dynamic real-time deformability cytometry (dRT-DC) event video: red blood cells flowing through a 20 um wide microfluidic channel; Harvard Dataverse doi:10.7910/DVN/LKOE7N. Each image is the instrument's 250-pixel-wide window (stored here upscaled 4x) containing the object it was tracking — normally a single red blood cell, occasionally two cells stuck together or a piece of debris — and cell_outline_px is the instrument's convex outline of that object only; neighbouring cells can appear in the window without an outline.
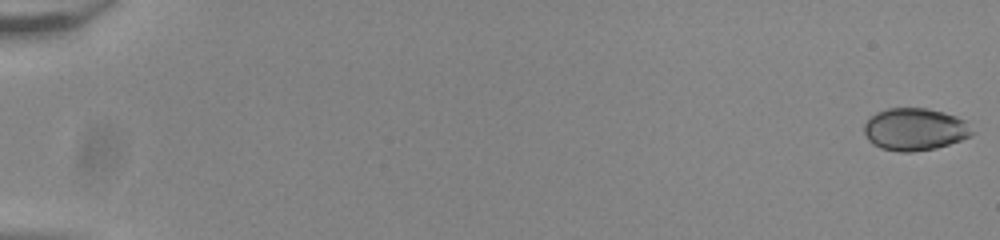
{"species": "common noctule bat (a hibernating species)", "species_latin": "Nyctalus noctula", "temperature_condition": "room temperature", "stored_images_in_passage": 55, "camera_frame_rate_fps": 3000, "um_per_image_px": 0.085, "animal": {"sex": "male", "body_mass_g": 20.0, "forearm_length_mm": 53.3}, "frame": {"image": 1, "passage_image": 1, "time_ms": 0.0, "image_size_px": [1000, 240], "cell_outline_px": [[976, 132], [972, 136], [936, 148], [912, 152], [900, 152], [880, 148], [872, 144], [868, 140], [864, 132], [864, 124], [876, 112], [888, 108], [928, 108], [944, 112], [956, 116], [964, 120]], "centroid_in_image_um": [77.77, 10.99], "position_along_channel_um": 7.2, "area_um2": 26.82}}
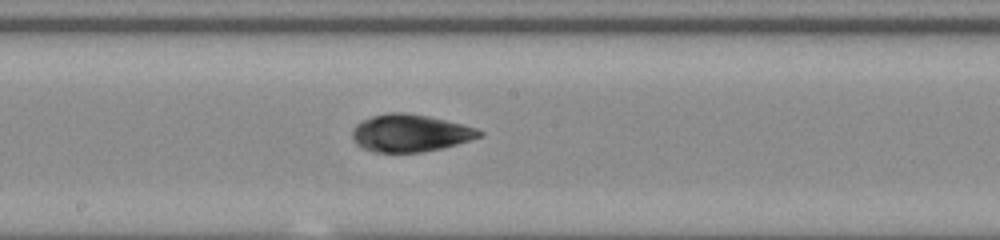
{"frame": {"image": 2, "passage_image": 32, "time_ms": 10.333, "image_size_px": [1000, 240], "cell_outline_px": [[484, 136], [456, 144], [440, 148], [420, 152], [376, 152], [364, 148], [356, 144], [352, 136], [352, 128], [360, 120], [372, 116], [388, 112], [404, 112], [428, 116], [476, 128], [484, 132]], "centroid_in_image_um": [34.84, 11.3], "position_along_channel_um": 213.4, "area_um2": 27.57}}
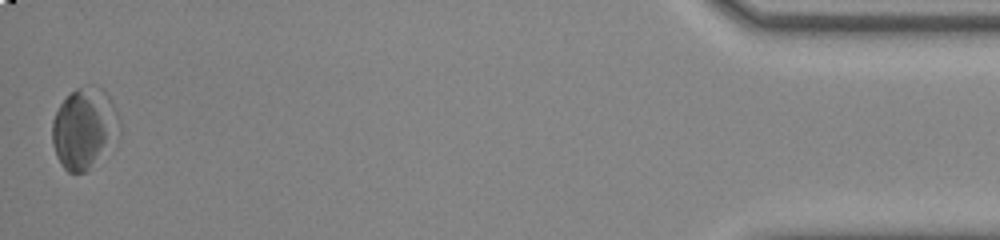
{"frame": {"image": 3, "passage_image": 55, "time_ms": 18.0, "image_size_px": [1000, 240], "cell_outline_px": [[120, 136], [84, 172], [68, 172], [60, 164], [56, 156], [52, 144], [52, 120], [60, 104], [76, 88], [96, 84], [112, 100], [120, 120]], "centroid_in_image_um": [7.16, 10.88], "position_along_channel_um": 428.0, "area_um2": 31.62}, "authors_computed_cell_mechanics": {"area_um2": 26.4146, "velocity_mm_per_s": 3.8435, "shape_relaxation_time_tau1_ms": 4.0624, "shape_relaxation_time_tau2_ms": 2.2485, "deformation_change_tau1": 0.0982, "deformation_change_tau2": 0.0655}}